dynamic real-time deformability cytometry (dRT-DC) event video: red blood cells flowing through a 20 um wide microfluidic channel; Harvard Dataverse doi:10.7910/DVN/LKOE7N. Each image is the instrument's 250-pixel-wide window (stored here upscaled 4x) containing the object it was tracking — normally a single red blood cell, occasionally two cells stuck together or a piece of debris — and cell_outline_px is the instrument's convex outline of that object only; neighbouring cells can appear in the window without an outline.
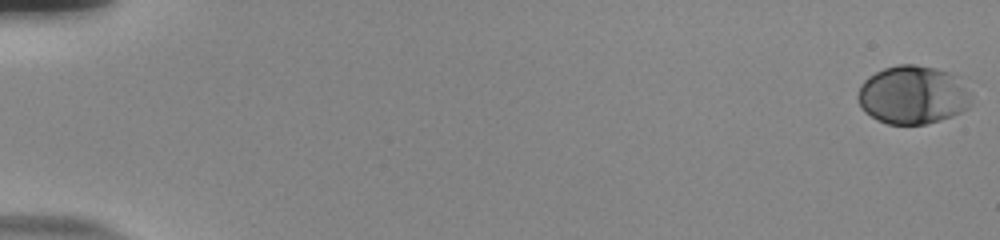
{"species": "human", "species_latin": "Homo sapiens", "temperature_condition": "room temperature", "stored_images_in_passage": 57, "camera_frame_rate_fps": 3000, "um_per_image_px": 0.085, "donor": {"sex": "male"}, "frame": {"image": 1, "passage_image": 1, "time_ms": 0.0, "image_size_px": [1000, 240], "cell_outline_px": [[968, 108], [952, 116], [940, 120], [924, 124], [888, 124], [876, 120], [864, 112], [856, 96], [860, 84], [868, 76], [884, 68], [896, 64], [916, 64], [936, 68], [960, 76], [968, 92]], "centroid_in_image_um": [77.54, 8.05], "position_along_channel_um": 7.5, "area_um2": 38.78}}
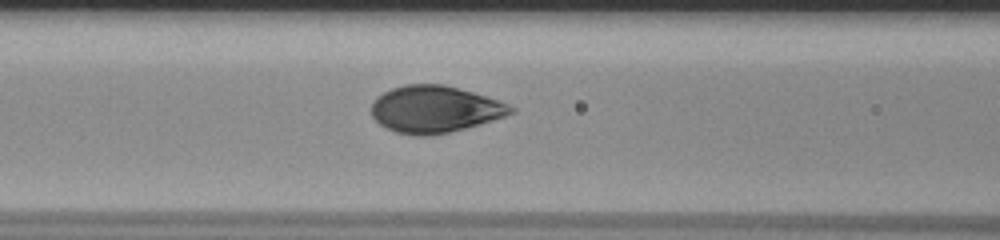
{"frame": {"image": 2, "passage_image": 26, "time_ms": 8.333, "image_size_px": [1000, 240], "cell_outline_px": [[516, 112], [492, 120], [464, 128], [448, 132], [428, 136], [416, 136], [396, 132], [380, 124], [372, 116], [372, 104], [376, 96], [392, 88], [404, 84], [444, 84], [500, 100], [516, 108]], "centroid_in_image_um": [36.96, 9.27], "position_along_channel_um": 129.6, "area_um2": 37.97}}
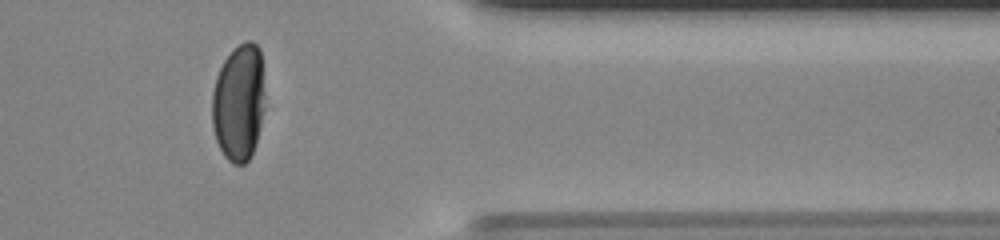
{"frame": {"image": 3, "passage_image": 48, "time_ms": 15.667, "image_size_px": [1000, 240], "cell_outline_px": [[264, 108], [260, 128], [256, 144], [248, 160], [244, 164], [232, 164], [224, 156], [216, 140], [212, 124], [212, 92], [216, 76], [224, 60], [232, 48], [244, 40], [252, 40], [260, 48], [264, 92]], "centroid_in_image_um": [20.29, 8.69], "position_along_channel_um": 391.1, "area_um2": 36.47}, "authors_computed_cell_mechanics": {"area_um2": 38.2058, "velocity_mm_per_s": 3.7372, "shape_relaxation_time_tau1_ms": 3.4953, "shape_relaxation_time_tau2_ms": null, "deformation_change_tau1": 0.178, "deformation_change_tau2": null}}